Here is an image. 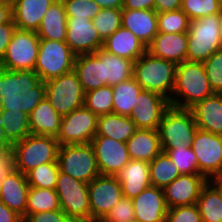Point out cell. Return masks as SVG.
Returning a JSON list of instances; mask_svg holds the SVG:
<instances>
[{"instance_id":"cell-49","label":"cell","mask_w":222,"mask_h":222,"mask_svg":"<svg viewBox=\"0 0 222 222\" xmlns=\"http://www.w3.org/2000/svg\"><path fill=\"white\" fill-rule=\"evenodd\" d=\"M13 170L14 165V152L13 148H7L0 153V181L8 176Z\"/></svg>"},{"instance_id":"cell-20","label":"cell","mask_w":222,"mask_h":222,"mask_svg":"<svg viewBox=\"0 0 222 222\" xmlns=\"http://www.w3.org/2000/svg\"><path fill=\"white\" fill-rule=\"evenodd\" d=\"M187 43V32H158L147 46V52L154 57L174 62L177 65L187 61Z\"/></svg>"},{"instance_id":"cell-39","label":"cell","mask_w":222,"mask_h":222,"mask_svg":"<svg viewBox=\"0 0 222 222\" xmlns=\"http://www.w3.org/2000/svg\"><path fill=\"white\" fill-rule=\"evenodd\" d=\"M59 167L57 162L38 165L36 168L27 172L26 179L29 187L55 189Z\"/></svg>"},{"instance_id":"cell-59","label":"cell","mask_w":222,"mask_h":222,"mask_svg":"<svg viewBox=\"0 0 222 222\" xmlns=\"http://www.w3.org/2000/svg\"><path fill=\"white\" fill-rule=\"evenodd\" d=\"M221 198H222V178H221Z\"/></svg>"},{"instance_id":"cell-1","label":"cell","mask_w":222,"mask_h":222,"mask_svg":"<svg viewBox=\"0 0 222 222\" xmlns=\"http://www.w3.org/2000/svg\"><path fill=\"white\" fill-rule=\"evenodd\" d=\"M46 98L44 81L34 70H7L0 67V99L3 110L30 114Z\"/></svg>"},{"instance_id":"cell-44","label":"cell","mask_w":222,"mask_h":222,"mask_svg":"<svg viewBox=\"0 0 222 222\" xmlns=\"http://www.w3.org/2000/svg\"><path fill=\"white\" fill-rule=\"evenodd\" d=\"M67 17L93 20L101 7L94 0H61Z\"/></svg>"},{"instance_id":"cell-51","label":"cell","mask_w":222,"mask_h":222,"mask_svg":"<svg viewBox=\"0 0 222 222\" xmlns=\"http://www.w3.org/2000/svg\"><path fill=\"white\" fill-rule=\"evenodd\" d=\"M122 9L154 10L155 9V0H123Z\"/></svg>"},{"instance_id":"cell-19","label":"cell","mask_w":222,"mask_h":222,"mask_svg":"<svg viewBox=\"0 0 222 222\" xmlns=\"http://www.w3.org/2000/svg\"><path fill=\"white\" fill-rule=\"evenodd\" d=\"M132 200L135 221L166 222L168 207L163 189L150 185Z\"/></svg>"},{"instance_id":"cell-46","label":"cell","mask_w":222,"mask_h":222,"mask_svg":"<svg viewBox=\"0 0 222 222\" xmlns=\"http://www.w3.org/2000/svg\"><path fill=\"white\" fill-rule=\"evenodd\" d=\"M105 222H132L135 221L134 206L132 200L121 198L103 218Z\"/></svg>"},{"instance_id":"cell-30","label":"cell","mask_w":222,"mask_h":222,"mask_svg":"<svg viewBox=\"0 0 222 222\" xmlns=\"http://www.w3.org/2000/svg\"><path fill=\"white\" fill-rule=\"evenodd\" d=\"M67 15L61 0L55 1L47 10L37 35L40 39L65 41L67 33Z\"/></svg>"},{"instance_id":"cell-10","label":"cell","mask_w":222,"mask_h":222,"mask_svg":"<svg viewBox=\"0 0 222 222\" xmlns=\"http://www.w3.org/2000/svg\"><path fill=\"white\" fill-rule=\"evenodd\" d=\"M55 191L60 209L77 222L91 219L88 183L74 179L59 170Z\"/></svg>"},{"instance_id":"cell-31","label":"cell","mask_w":222,"mask_h":222,"mask_svg":"<svg viewBox=\"0 0 222 222\" xmlns=\"http://www.w3.org/2000/svg\"><path fill=\"white\" fill-rule=\"evenodd\" d=\"M196 204L202 222H222L221 178L206 183Z\"/></svg>"},{"instance_id":"cell-14","label":"cell","mask_w":222,"mask_h":222,"mask_svg":"<svg viewBox=\"0 0 222 222\" xmlns=\"http://www.w3.org/2000/svg\"><path fill=\"white\" fill-rule=\"evenodd\" d=\"M91 219H103L123 198L122 186L116 176L99 175L88 183Z\"/></svg>"},{"instance_id":"cell-8","label":"cell","mask_w":222,"mask_h":222,"mask_svg":"<svg viewBox=\"0 0 222 222\" xmlns=\"http://www.w3.org/2000/svg\"><path fill=\"white\" fill-rule=\"evenodd\" d=\"M57 163L61 172L85 183L100 175L91 143L59 146Z\"/></svg>"},{"instance_id":"cell-45","label":"cell","mask_w":222,"mask_h":222,"mask_svg":"<svg viewBox=\"0 0 222 222\" xmlns=\"http://www.w3.org/2000/svg\"><path fill=\"white\" fill-rule=\"evenodd\" d=\"M209 84L214 93H222V49L203 62Z\"/></svg>"},{"instance_id":"cell-11","label":"cell","mask_w":222,"mask_h":222,"mask_svg":"<svg viewBox=\"0 0 222 222\" xmlns=\"http://www.w3.org/2000/svg\"><path fill=\"white\" fill-rule=\"evenodd\" d=\"M39 41L40 38L36 32L16 28L0 62V67L12 71L34 70Z\"/></svg>"},{"instance_id":"cell-38","label":"cell","mask_w":222,"mask_h":222,"mask_svg":"<svg viewBox=\"0 0 222 222\" xmlns=\"http://www.w3.org/2000/svg\"><path fill=\"white\" fill-rule=\"evenodd\" d=\"M84 106L97 116L113 113L112 86H103L85 93Z\"/></svg>"},{"instance_id":"cell-12","label":"cell","mask_w":222,"mask_h":222,"mask_svg":"<svg viewBox=\"0 0 222 222\" xmlns=\"http://www.w3.org/2000/svg\"><path fill=\"white\" fill-rule=\"evenodd\" d=\"M199 174L208 180L222 178V135L197 129L191 145Z\"/></svg>"},{"instance_id":"cell-7","label":"cell","mask_w":222,"mask_h":222,"mask_svg":"<svg viewBox=\"0 0 222 222\" xmlns=\"http://www.w3.org/2000/svg\"><path fill=\"white\" fill-rule=\"evenodd\" d=\"M75 57L65 41L40 39L34 71L45 82L73 71Z\"/></svg>"},{"instance_id":"cell-9","label":"cell","mask_w":222,"mask_h":222,"mask_svg":"<svg viewBox=\"0 0 222 222\" xmlns=\"http://www.w3.org/2000/svg\"><path fill=\"white\" fill-rule=\"evenodd\" d=\"M46 98L61 116L84 106L85 92L73 70L44 82Z\"/></svg>"},{"instance_id":"cell-3","label":"cell","mask_w":222,"mask_h":222,"mask_svg":"<svg viewBox=\"0 0 222 222\" xmlns=\"http://www.w3.org/2000/svg\"><path fill=\"white\" fill-rule=\"evenodd\" d=\"M176 64L145 52L133 63V78L143 90L155 92L168 99L173 96Z\"/></svg>"},{"instance_id":"cell-50","label":"cell","mask_w":222,"mask_h":222,"mask_svg":"<svg viewBox=\"0 0 222 222\" xmlns=\"http://www.w3.org/2000/svg\"><path fill=\"white\" fill-rule=\"evenodd\" d=\"M16 29L13 19L4 24H0V62L6 52L7 46L9 45L13 33Z\"/></svg>"},{"instance_id":"cell-6","label":"cell","mask_w":222,"mask_h":222,"mask_svg":"<svg viewBox=\"0 0 222 222\" xmlns=\"http://www.w3.org/2000/svg\"><path fill=\"white\" fill-rule=\"evenodd\" d=\"M197 129L190 109L170 106L165 111L158 128L162 150L191 146Z\"/></svg>"},{"instance_id":"cell-15","label":"cell","mask_w":222,"mask_h":222,"mask_svg":"<svg viewBox=\"0 0 222 222\" xmlns=\"http://www.w3.org/2000/svg\"><path fill=\"white\" fill-rule=\"evenodd\" d=\"M100 175L116 176L131 160L126 143L113 138L94 136L91 140Z\"/></svg>"},{"instance_id":"cell-25","label":"cell","mask_w":222,"mask_h":222,"mask_svg":"<svg viewBox=\"0 0 222 222\" xmlns=\"http://www.w3.org/2000/svg\"><path fill=\"white\" fill-rule=\"evenodd\" d=\"M123 196L133 199L151 185L149 162L130 160L116 175Z\"/></svg>"},{"instance_id":"cell-27","label":"cell","mask_w":222,"mask_h":222,"mask_svg":"<svg viewBox=\"0 0 222 222\" xmlns=\"http://www.w3.org/2000/svg\"><path fill=\"white\" fill-rule=\"evenodd\" d=\"M102 48L109 53L133 62L147 51V46L130 30L122 26L104 40Z\"/></svg>"},{"instance_id":"cell-5","label":"cell","mask_w":222,"mask_h":222,"mask_svg":"<svg viewBox=\"0 0 222 222\" xmlns=\"http://www.w3.org/2000/svg\"><path fill=\"white\" fill-rule=\"evenodd\" d=\"M59 146L56 137L29 134L12 146L15 170L26 174L38 165L57 162Z\"/></svg>"},{"instance_id":"cell-54","label":"cell","mask_w":222,"mask_h":222,"mask_svg":"<svg viewBox=\"0 0 222 222\" xmlns=\"http://www.w3.org/2000/svg\"><path fill=\"white\" fill-rule=\"evenodd\" d=\"M13 19L11 1L0 2V24L8 23Z\"/></svg>"},{"instance_id":"cell-56","label":"cell","mask_w":222,"mask_h":222,"mask_svg":"<svg viewBox=\"0 0 222 222\" xmlns=\"http://www.w3.org/2000/svg\"><path fill=\"white\" fill-rule=\"evenodd\" d=\"M10 147H12V145L6 140L4 128L0 124V153Z\"/></svg>"},{"instance_id":"cell-16","label":"cell","mask_w":222,"mask_h":222,"mask_svg":"<svg viewBox=\"0 0 222 222\" xmlns=\"http://www.w3.org/2000/svg\"><path fill=\"white\" fill-rule=\"evenodd\" d=\"M137 99V106L129 115L136 128L158 130L165 111L170 107L169 100L148 90H142Z\"/></svg>"},{"instance_id":"cell-36","label":"cell","mask_w":222,"mask_h":222,"mask_svg":"<svg viewBox=\"0 0 222 222\" xmlns=\"http://www.w3.org/2000/svg\"><path fill=\"white\" fill-rule=\"evenodd\" d=\"M149 169L151 185L161 189L181 175L165 152H161L149 162Z\"/></svg>"},{"instance_id":"cell-33","label":"cell","mask_w":222,"mask_h":222,"mask_svg":"<svg viewBox=\"0 0 222 222\" xmlns=\"http://www.w3.org/2000/svg\"><path fill=\"white\" fill-rule=\"evenodd\" d=\"M74 71L85 93L103 87L99 81L101 80V60L95 53L77 55Z\"/></svg>"},{"instance_id":"cell-21","label":"cell","mask_w":222,"mask_h":222,"mask_svg":"<svg viewBox=\"0 0 222 222\" xmlns=\"http://www.w3.org/2000/svg\"><path fill=\"white\" fill-rule=\"evenodd\" d=\"M28 189L26 175L13 170L1 181L0 201L23 218L26 215Z\"/></svg>"},{"instance_id":"cell-4","label":"cell","mask_w":222,"mask_h":222,"mask_svg":"<svg viewBox=\"0 0 222 222\" xmlns=\"http://www.w3.org/2000/svg\"><path fill=\"white\" fill-rule=\"evenodd\" d=\"M221 29L222 13L192 20L187 32V61L204 62L222 49Z\"/></svg>"},{"instance_id":"cell-32","label":"cell","mask_w":222,"mask_h":222,"mask_svg":"<svg viewBox=\"0 0 222 222\" xmlns=\"http://www.w3.org/2000/svg\"><path fill=\"white\" fill-rule=\"evenodd\" d=\"M136 129L135 123L129 116L110 113L98 116L95 136L109 137L127 143Z\"/></svg>"},{"instance_id":"cell-22","label":"cell","mask_w":222,"mask_h":222,"mask_svg":"<svg viewBox=\"0 0 222 222\" xmlns=\"http://www.w3.org/2000/svg\"><path fill=\"white\" fill-rule=\"evenodd\" d=\"M55 1L57 0H11L16 28L37 32L42 18Z\"/></svg>"},{"instance_id":"cell-18","label":"cell","mask_w":222,"mask_h":222,"mask_svg":"<svg viewBox=\"0 0 222 222\" xmlns=\"http://www.w3.org/2000/svg\"><path fill=\"white\" fill-rule=\"evenodd\" d=\"M209 180L200 174H181L164 189L166 205L169 208L197 203L202 188Z\"/></svg>"},{"instance_id":"cell-24","label":"cell","mask_w":222,"mask_h":222,"mask_svg":"<svg viewBox=\"0 0 222 222\" xmlns=\"http://www.w3.org/2000/svg\"><path fill=\"white\" fill-rule=\"evenodd\" d=\"M121 26L130 30L146 46L158 33V19L155 10L122 9Z\"/></svg>"},{"instance_id":"cell-57","label":"cell","mask_w":222,"mask_h":222,"mask_svg":"<svg viewBox=\"0 0 222 222\" xmlns=\"http://www.w3.org/2000/svg\"><path fill=\"white\" fill-rule=\"evenodd\" d=\"M79 222H105L103 219H88Z\"/></svg>"},{"instance_id":"cell-43","label":"cell","mask_w":222,"mask_h":222,"mask_svg":"<svg viewBox=\"0 0 222 222\" xmlns=\"http://www.w3.org/2000/svg\"><path fill=\"white\" fill-rule=\"evenodd\" d=\"M181 9L192 21L222 13V0H182Z\"/></svg>"},{"instance_id":"cell-35","label":"cell","mask_w":222,"mask_h":222,"mask_svg":"<svg viewBox=\"0 0 222 222\" xmlns=\"http://www.w3.org/2000/svg\"><path fill=\"white\" fill-rule=\"evenodd\" d=\"M0 124L4 128L6 140L12 146L31 134L28 114L18 110H3Z\"/></svg>"},{"instance_id":"cell-28","label":"cell","mask_w":222,"mask_h":222,"mask_svg":"<svg viewBox=\"0 0 222 222\" xmlns=\"http://www.w3.org/2000/svg\"><path fill=\"white\" fill-rule=\"evenodd\" d=\"M126 146L131 160L151 162L162 152L158 130L136 129Z\"/></svg>"},{"instance_id":"cell-37","label":"cell","mask_w":222,"mask_h":222,"mask_svg":"<svg viewBox=\"0 0 222 222\" xmlns=\"http://www.w3.org/2000/svg\"><path fill=\"white\" fill-rule=\"evenodd\" d=\"M53 210H60L55 189L29 187L26 215Z\"/></svg>"},{"instance_id":"cell-17","label":"cell","mask_w":222,"mask_h":222,"mask_svg":"<svg viewBox=\"0 0 222 222\" xmlns=\"http://www.w3.org/2000/svg\"><path fill=\"white\" fill-rule=\"evenodd\" d=\"M67 33L65 42L77 56L95 53L103 47L101 39L92 20L77 17H67Z\"/></svg>"},{"instance_id":"cell-48","label":"cell","mask_w":222,"mask_h":222,"mask_svg":"<svg viewBox=\"0 0 222 222\" xmlns=\"http://www.w3.org/2000/svg\"><path fill=\"white\" fill-rule=\"evenodd\" d=\"M22 219L23 222H77L68 217L61 209L25 215Z\"/></svg>"},{"instance_id":"cell-2","label":"cell","mask_w":222,"mask_h":222,"mask_svg":"<svg viewBox=\"0 0 222 222\" xmlns=\"http://www.w3.org/2000/svg\"><path fill=\"white\" fill-rule=\"evenodd\" d=\"M173 94L174 97L170 98V106L181 109H190L196 103L214 94L203 62L184 61L177 64Z\"/></svg>"},{"instance_id":"cell-41","label":"cell","mask_w":222,"mask_h":222,"mask_svg":"<svg viewBox=\"0 0 222 222\" xmlns=\"http://www.w3.org/2000/svg\"><path fill=\"white\" fill-rule=\"evenodd\" d=\"M158 32L183 33L188 32L191 20L182 10L157 13Z\"/></svg>"},{"instance_id":"cell-23","label":"cell","mask_w":222,"mask_h":222,"mask_svg":"<svg viewBox=\"0 0 222 222\" xmlns=\"http://www.w3.org/2000/svg\"><path fill=\"white\" fill-rule=\"evenodd\" d=\"M197 128L222 135V93H214L190 108Z\"/></svg>"},{"instance_id":"cell-58","label":"cell","mask_w":222,"mask_h":222,"mask_svg":"<svg viewBox=\"0 0 222 222\" xmlns=\"http://www.w3.org/2000/svg\"><path fill=\"white\" fill-rule=\"evenodd\" d=\"M2 111L3 109H2L1 99H0V115L2 114Z\"/></svg>"},{"instance_id":"cell-29","label":"cell","mask_w":222,"mask_h":222,"mask_svg":"<svg viewBox=\"0 0 222 222\" xmlns=\"http://www.w3.org/2000/svg\"><path fill=\"white\" fill-rule=\"evenodd\" d=\"M28 118L31 134L57 137L62 116L57 113L47 98L39 102Z\"/></svg>"},{"instance_id":"cell-13","label":"cell","mask_w":222,"mask_h":222,"mask_svg":"<svg viewBox=\"0 0 222 222\" xmlns=\"http://www.w3.org/2000/svg\"><path fill=\"white\" fill-rule=\"evenodd\" d=\"M98 116L85 106L62 116L56 137L60 146L91 143L96 135Z\"/></svg>"},{"instance_id":"cell-53","label":"cell","mask_w":222,"mask_h":222,"mask_svg":"<svg viewBox=\"0 0 222 222\" xmlns=\"http://www.w3.org/2000/svg\"><path fill=\"white\" fill-rule=\"evenodd\" d=\"M0 222H23V219L0 201Z\"/></svg>"},{"instance_id":"cell-26","label":"cell","mask_w":222,"mask_h":222,"mask_svg":"<svg viewBox=\"0 0 222 222\" xmlns=\"http://www.w3.org/2000/svg\"><path fill=\"white\" fill-rule=\"evenodd\" d=\"M95 54L101 60V80L103 86H113L133 77V61L109 53L99 48Z\"/></svg>"},{"instance_id":"cell-34","label":"cell","mask_w":222,"mask_h":222,"mask_svg":"<svg viewBox=\"0 0 222 222\" xmlns=\"http://www.w3.org/2000/svg\"><path fill=\"white\" fill-rule=\"evenodd\" d=\"M113 113L129 116L137 106L138 95L143 88L132 77L129 80L113 85Z\"/></svg>"},{"instance_id":"cell-55","label":"cell","mask_w":222,"mask_h":222,"mask_svg":"<svg viewBox=\"0 0 222 222\" xmlns=\"http://www.w3.org/2000/svg\"><path fill=\"white\" fill-rule=\"evenodd\" d=\"M101 8L122 9L123 0H94Z\"/></svg>"},{"instance_id":"cell-47","label":"cell","mask_w":222,"mask_h":222,"mask_svg":"<svg viewBox=\"0 0 222 222\" xmlns=\"http://www.w3.org/2000/svg\"><path fill=\"white\" fill-rule=\"evenodd\" d=\"M166 222H202L197 204L169 208Z\"/></svg>"},{"instance_id":"cell-52","label":"cell","mask_w":222,"mask_h":222,"mask_svg":"<svg viewBox=\"0 0 222 222\" xmlns=\"http://www.w3.org/2000/svg\"><path fill=\"white\" fill-rule=\"evenodd\" d=\"M182 0H155V11L157 13L175 11L181 9Z\"/></svg>"},{"instance_id":"cell-40","label":"cell","mask_w":222,"mask_h":222,"mask_svg":"<svg viewBox=\"0 0 222 222\" xmlns=\"http://www.w3.org/2000/svg\"><path fill=\"white\" fill-rule=\"evenodd\" d=\"M122 9L101 8L93 18V24L104 41L121 27Z\"/></svg>"},{"instance_id":"cell-42","label":"cell","mask_w":222,"mask_h":222,"mask_svg":"<svg viewBox=\"0 0 222 222\" xmlns=\"http://www.w3.org/2000/svg\"><path fill=\"white\" fill-rule=\"evenodd\" d=\"M175 163L180 174H199L198 160L191 146L162 150Z\"/></svg>"}]
</instances>
